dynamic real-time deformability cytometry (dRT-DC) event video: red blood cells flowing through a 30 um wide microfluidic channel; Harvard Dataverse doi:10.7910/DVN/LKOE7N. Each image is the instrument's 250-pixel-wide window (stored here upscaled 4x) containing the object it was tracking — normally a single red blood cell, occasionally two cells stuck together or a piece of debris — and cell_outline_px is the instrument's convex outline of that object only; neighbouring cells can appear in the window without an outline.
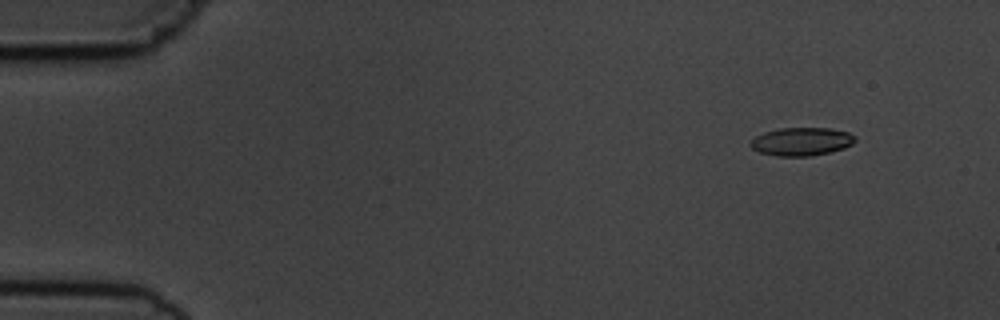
{"species": "common noctule bat (a hibernating species)", "species_latin": "Nyctalus noctula", "temperature_condition": "cold", "stored_images_in_passage": 9, "camera_frame_rate_fps": 3000, "um_per_image_px": 0.085, "animal": {"sex": "male", "body_mass_g": 19.5, "forearm_length_mm": 54.6}, "frame": {"image": 1, "passage_image": 2, "time_ms": 1.333, "image_size_px": [1000, 320], "cell_outline_px": [[856, 140], [852, 144], [844, 148], [828, 152], [808, 156], [776, 156], [760, 152], [752, 148], [748, 144], [756, 136], [764, 132], [780, 128], [832, 128], [848, 132], [856, 136]], "centroid_in_image_um": [68.13, 12.02], "position_along_channel_um": 16.9, "area_um2": 17.17}}
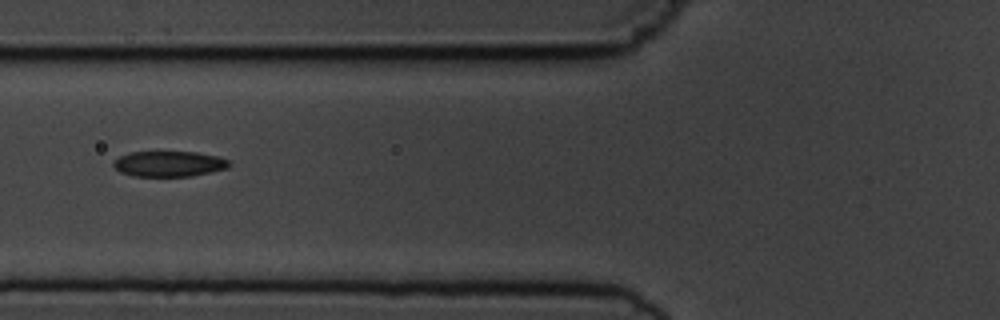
{"frame": {"image": 2, "passage_image": 6, "time_ms": 6.667, "image_size_px": [1000, 320], "cell_outline_px": [[232, 164], [228, 168], [192, 176], [132, 176], [120, 172], [112, 164], [120, 156], [132, 152], [196, 152], [216, 156], [228, 160]], "centroid_in_image_um": [14.38, 13.93], "position_along_channel_um": 111.4, "area_um2": 17.11}}
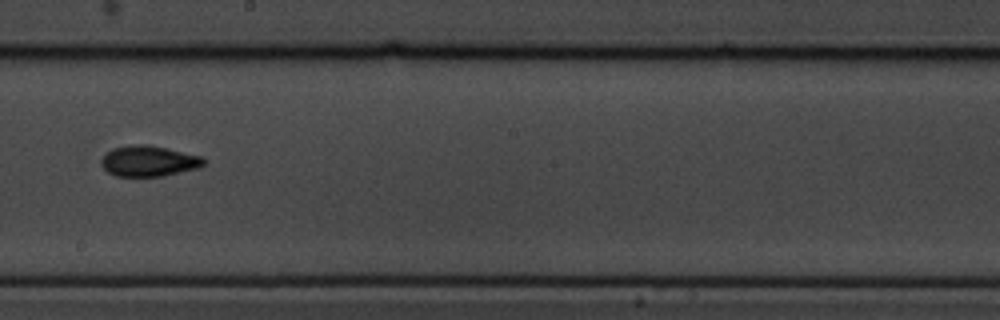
{"frame": {"image": 3, "passage_image": 9, "time_ms": 10.0, "image_size_px": [1000, 320], "cell_outline_px": [[204, 164], [200, 168], [164, 176], [116, 176], [108, 172], [100, 164], [100, 160], [112, 148], [136, 144], [148, 144], [204, 156]], "centroid_in_image_um": [12.67, 13.69], "position_along_channel_um": 235.5, "area_um2": 18.5}}